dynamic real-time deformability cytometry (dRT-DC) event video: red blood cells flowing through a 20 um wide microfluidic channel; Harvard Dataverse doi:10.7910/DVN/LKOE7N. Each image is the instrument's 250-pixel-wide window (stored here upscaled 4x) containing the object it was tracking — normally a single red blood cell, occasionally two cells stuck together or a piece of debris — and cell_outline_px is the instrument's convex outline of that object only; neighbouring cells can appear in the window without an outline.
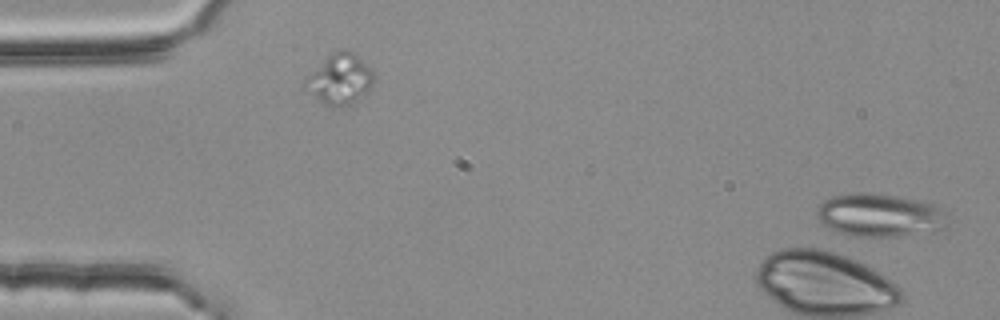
{"species": "common noctule bat (a hibernating species)", "species_latin": "Nyctalus noctula", "temperature_condition": "room temperature", "stored_images_in_passage": 47, "camera_frame_rate_fps": 3000, "um_per_image_px": 0.085, "animal": {"sex": "female", "body_mass_g": 25.1}, "frame": {"image": 1, "passage_image": 1, "time_ms": 0.0, "image_size_px": [1000, 320], "cell_outline_px": [[948, 224], [944, 228], [896, 236], [856, 236], [840, 232], [828, 228], [816, 216], [816, 212], [820, 204], [824, 200], [832, 196], [856, 192], [860, 192], [896, 196], [916, 200], [932, 204], [948, 212]], "centroid_in_image_um": [74.77, 18.28], "position_along_channel_um": 10.2, "area_um2": 32.48}}